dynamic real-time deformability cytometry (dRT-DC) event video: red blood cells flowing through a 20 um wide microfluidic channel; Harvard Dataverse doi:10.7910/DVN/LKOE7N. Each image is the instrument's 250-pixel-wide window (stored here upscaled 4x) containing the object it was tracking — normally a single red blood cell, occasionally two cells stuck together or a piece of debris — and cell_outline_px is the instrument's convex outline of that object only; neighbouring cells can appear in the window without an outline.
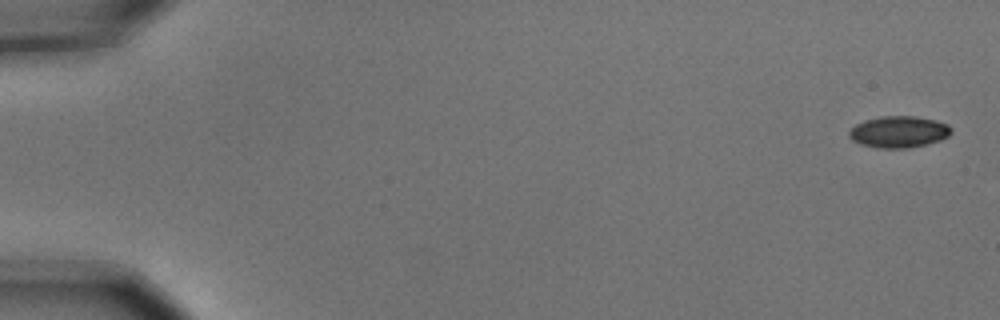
{"species": "common noctule bat (a hibernating species)", "species_latin": "Nyctalus noctula", "temperature_condition": "cold", "stored_images_in_passage": 6, "segment_of_instrument_passage": [1, 2], "camera_frame_rate_fps": 3000, "um_per_image_px": 0.085, "animal": {"sex": "male", "body_mass_g": 15.6}, "frame": {"image": 1, "passage_image": 1, "time_ms": 0.0, "image_size_px": [1000, 320], "cell_outline_px": [[952, 132], [948, 136], [940, 140], [908, 148], [880, 148], [860, 144], [852, 140], [848, 136], [848, 132], [856, 124], [864, 120], [880, 116], [916, 116], [936, 120], [948, 124], [952, 128]], "centroid_in_image_um": [76.39, 11.2], "position_along_channel_um": 8.6, "area_um2": 18.84}}